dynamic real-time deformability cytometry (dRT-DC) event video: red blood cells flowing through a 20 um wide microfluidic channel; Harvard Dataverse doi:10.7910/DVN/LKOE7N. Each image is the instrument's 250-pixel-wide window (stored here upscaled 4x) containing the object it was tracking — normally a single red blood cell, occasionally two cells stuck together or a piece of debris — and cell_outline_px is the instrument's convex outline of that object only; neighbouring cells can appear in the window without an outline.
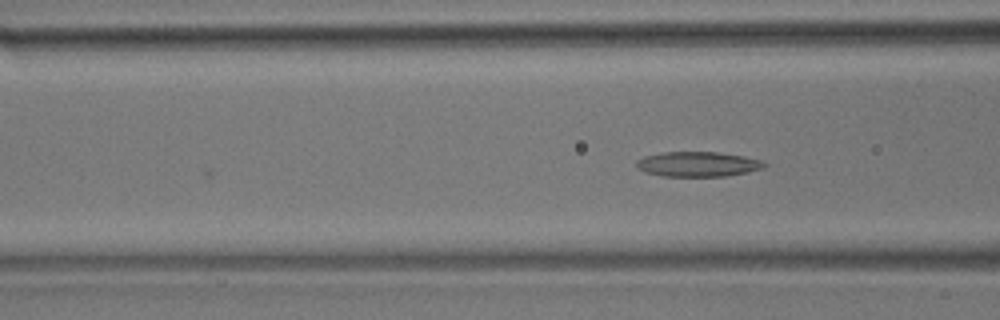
{"species": "common noctule bat (a hibernating species)", "species_latin": "Nyctalus noctula", "temperature_condition": "room temperature", "stored_images_in_passage": 9, "camera_frame_rate_fps": 3000, "um_per_image_px": 0.085, "animal": {"sex": "male", "body_mass_g": 17.9}, "frame": {"image": 1, "passage_image": 9, "time_ms": 2.667, "image_size_px": [1000, 320], "cell_outline_px": [[768, 164], [764, 168], [748, 172], [728, 176], [664, 176], [648, 172], [636, 168], [636, 160], [644, 156], [664, 152], [716, 152], [744, 156], [760, 160]], "centroid_in_image_um": [59.33, 13.95], "position_along_channel_um": 107.3, "area_um2": 18.55}}